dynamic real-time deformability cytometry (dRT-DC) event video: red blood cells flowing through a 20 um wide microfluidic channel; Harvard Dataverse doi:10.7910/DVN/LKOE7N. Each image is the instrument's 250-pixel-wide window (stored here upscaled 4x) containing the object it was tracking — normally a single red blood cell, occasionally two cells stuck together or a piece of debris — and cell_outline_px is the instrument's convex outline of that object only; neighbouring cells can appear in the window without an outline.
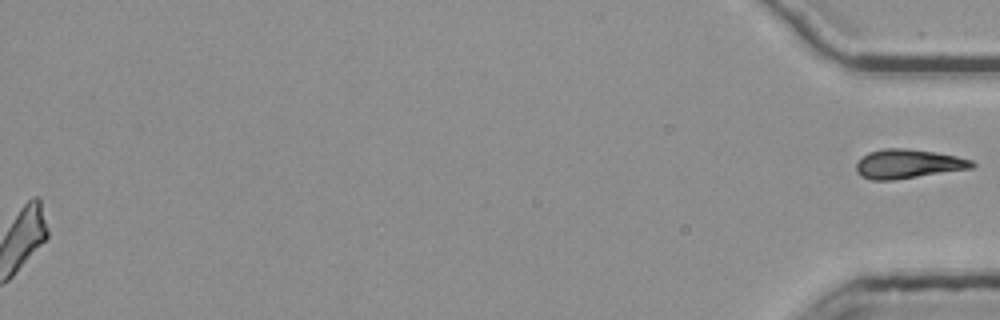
{"species": "common noctule bat (a hibernating species)", "species_latin": "Nyctalus noctula", "temperature_condition": "room temperature", "stored_images_in_passage": 54, "segment_of_instrument_passage": [2, 2], "camera_frame_rate_fps": 3000, "um_per_image_px": 0.085, "animal": {"sex": "female", "body_mass_g": 25.1}, "frame": {"image": 1, "passage_image": 54, "time_ms": 17.667, "image_size_px": [1000, 320], "cell_outline_px": [[976, 164], [972, 168], [892, 180], [872, 180], [860, 176], [856, 172], [856, 164], [868, 152], [884, 148], [904, 148], [936, 152], [956, 156], [972, 160]], "centroid_in_image_um": [77.17, 13.93], "position_along_channel_um": 358.0, "area_um2": 19.54}}